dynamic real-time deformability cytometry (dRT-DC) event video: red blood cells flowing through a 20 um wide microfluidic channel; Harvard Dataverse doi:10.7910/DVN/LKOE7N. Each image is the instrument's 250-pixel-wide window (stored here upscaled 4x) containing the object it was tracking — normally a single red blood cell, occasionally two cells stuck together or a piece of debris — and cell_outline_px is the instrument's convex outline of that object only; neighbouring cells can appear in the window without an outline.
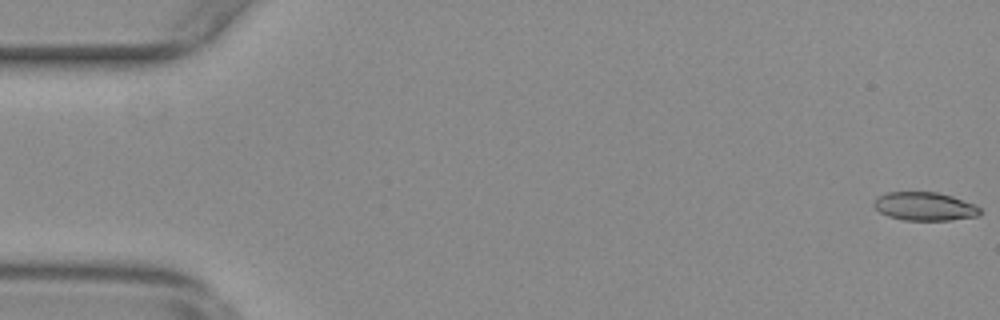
{"species": "common noctule bat (a hibernating species)", "species_latin": "Nyctalus noctula", "temperature_condition": "warm", "stored_images_in_passage": 56, "camera_frame_rate_fps": 3000, "um_per_image_px": 0.085, "animal": {"sex": "female", "body_mass_g": 29.2, "forearm_length_mm": 56.3}, "frame": {"image": 1, "passage_image": 1, "time_ms": 0.0, "image_size_px": [1000, 320], "cell_outline_px": [[980, 216], [948, 220], [904, 220], [888, 216], [880, 212], [872, 204], [880, 196], [888, 192], [936, 192], [952, 196], [972, 204], [980, 208]], "centroid_in_image_um": [78.6, 17.55], "position_along_channel_um": 6.4, "area_um2": 17.34}}
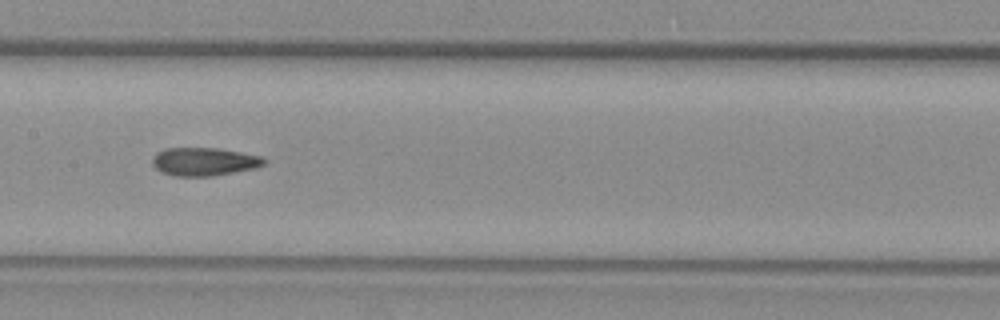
{"frame": {"image": 2, "passage_image": 28, "time_ms": 9.0, "image_size_px": [1000, 320], "cell_outline_px": [[268, 160], [264, 164], [256, 168], [212, 176], [172, 176], [160, 172], [152, 164], [152, 156], [156, 152], [164, 148], [216, 148], [264, 156]], "centroid_in_image_um": [17.34, 13.74], "position_along_channel_um": 190.1, "area_um2": 18.61}}
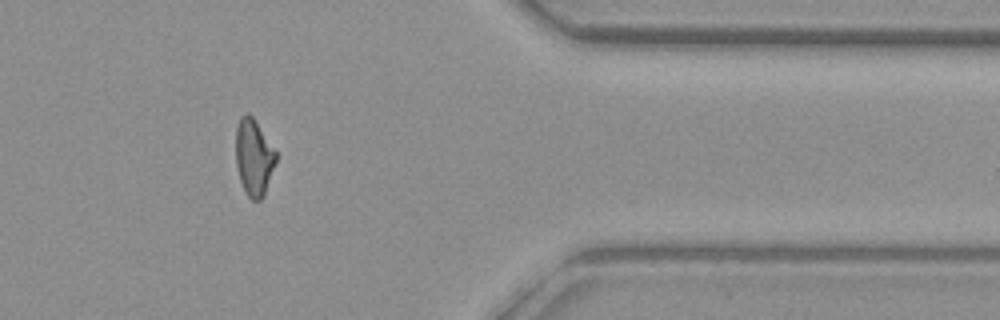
{"frame": {"image": 3, "passage_image": 46, "time_ms": 15.0, "image_size_px": [1000, 320], "cell_outline_px": [[276, 160], [264, 196], [260, 200], [252, 200], [248, 196], [240, 180], [236, 164], [236, 128], [240, 116], [248, 112], [252, 116], [276, 152]], "centroid_in_image_um": [21.56, 13.37], "position_along_channel_um": 389.8, "area_um2": 17.63}, "authors_computed_cell_mechanics": {"area_um2": 18.2648, "velocity_mm_per_s": 3.7305, "shape_relaxation_time_tau1_ms": null, "shape_relaxation_time_tau2_ms": 3.2435, "deformation_change_tau1": null, "deformation_change_tau2": 0.0978}}